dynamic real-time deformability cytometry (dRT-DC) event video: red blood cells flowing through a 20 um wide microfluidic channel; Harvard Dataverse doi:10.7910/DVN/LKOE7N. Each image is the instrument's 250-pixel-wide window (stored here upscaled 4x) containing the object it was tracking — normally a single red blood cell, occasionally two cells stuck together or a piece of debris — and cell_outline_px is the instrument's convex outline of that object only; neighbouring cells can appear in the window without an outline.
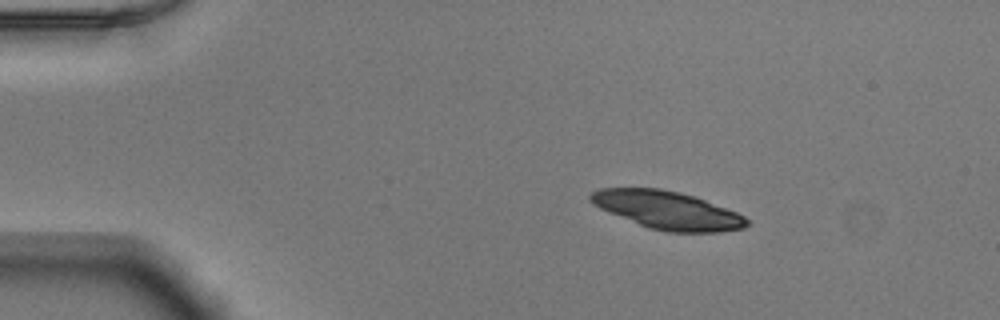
{"species": "Egyptian fruit bat (a non-hibernating species)", "species_latin": "Rousettus aegyptiacus", "temperature_condition": "warm", "stored_images_in_passage": 44, "camera_frame_rate_fps": 3000, "um_per_image_px": 0.085, "animal": {"sex": "male"}, "frame": {"image": 1, "passage_image": 1, "time_ms": 0.0, "image_size_px": [1000, 320], "cell_outline_px": [[752, 224], [744, 228], [720, 232], [668, 232], [648, 228], [600, 208], [592, 204], [588, 200], [588, 196], [592, 192], [600, 188], [660, 188], [680, 192], [696, 196], [736, 212], [752, 220]], "centroid_in_image_um": [56.77, 17.86], "position_along_channel_um": 28.2, "area_um2": 34.8}}